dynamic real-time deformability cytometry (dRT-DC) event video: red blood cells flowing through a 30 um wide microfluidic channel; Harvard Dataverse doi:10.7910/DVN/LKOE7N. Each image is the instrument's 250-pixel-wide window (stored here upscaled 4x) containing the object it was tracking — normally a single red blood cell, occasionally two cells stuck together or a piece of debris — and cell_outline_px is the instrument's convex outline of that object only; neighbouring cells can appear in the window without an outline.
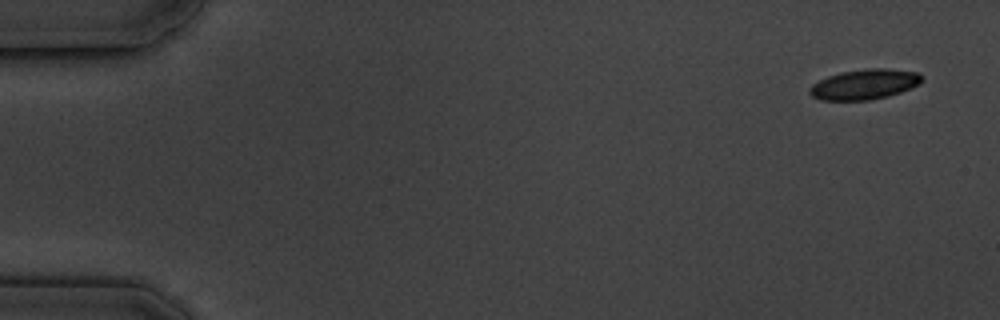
{"species": "common noctule bat (a hibernating species)", "species_latin": "Nyctalus noctula", "temperature_condition": "cold", "stored_images_in_passage": 4, "camera_frame_rate_fps": 3000, "um_per_image_px": 0.085, "animal": {"sex": "male", "body_mass_g": 19.5, "forearm_length_mm": 54.6}, "frame": {"image": 1, "passage_image": 1, "time_ms": 0.0, "image_size_px": [1000, 320], "cell_outline_px": [[920, 84], [912, 88], [888, 96], [868, 100], [820, 100], [812, 96], [808, 92], [808, 88], [812, 84], [828, 76], [840, 72], [864, 68], [888, 68], [920, 72]], "centroid_in_image_um": [73.47, 7.16], "position_along_channel_um": 11.5, "area_um2": 19.88}}
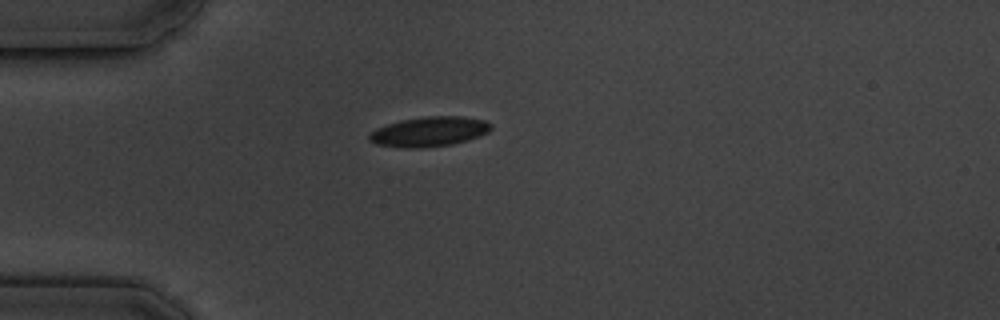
{"frame": {"image": 2, "passage_image": 4, "time_ms": 4.333, "image_size_px": [1000, 320], "cell_outline_px": [[492, 128], [488, 132], [480, 136], [452, 144], [424, 148], [400, 148], [376, 144], [368, 140], [368, 136], [376, 128], [400, 120], [424, 116], [464, 116], [484, 120], [492, 124]], "centroid_in_image_um": [36.48, 11.19], "position_along_channel_um": 48.5, "area_um2": 21.33}}